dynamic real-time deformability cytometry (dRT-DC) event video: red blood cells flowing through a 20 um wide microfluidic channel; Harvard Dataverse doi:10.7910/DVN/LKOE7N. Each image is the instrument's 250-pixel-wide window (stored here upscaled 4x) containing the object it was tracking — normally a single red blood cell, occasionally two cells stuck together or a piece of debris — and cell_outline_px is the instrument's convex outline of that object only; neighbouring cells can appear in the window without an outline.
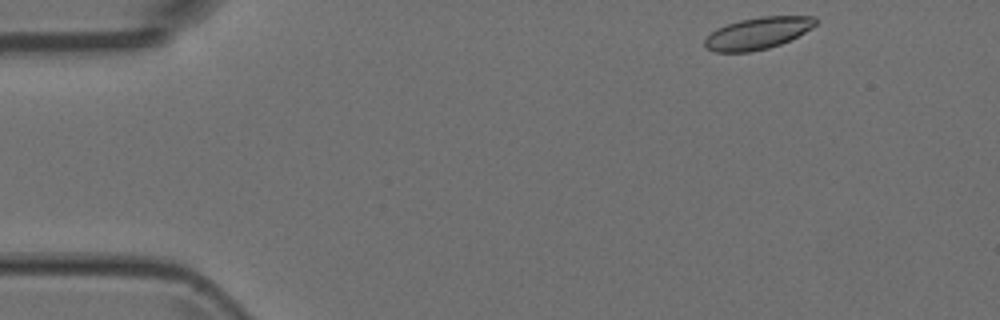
{"species": "Egyptian fruit bat (a non-hibernating species)", "species_latin": "Rousettus aegyptiacus", "temperature_condition": "room temperature", "stored_images_in_passage": 46, "camera_frame_rate_fps": 3000, "um_per_image_px": 0.085, "animal": {"sex": "female"}, "frame": {"image": 1, "passage_image": 1, "time_ms": 0.0, "image_size_px": [1000, 320], "cell_outline_px": [[816, 24], [804, 32], [780, 44], [768, 48], [748, 52], [716, 52], [704, 48], [704, 40], [716, 28], [740, 20], [760, 16], [816, 16]], "centroid_in_image_um": [64.37, 2.82], "position_along_channel_um": 20.6, "area_um2": 20.4}}
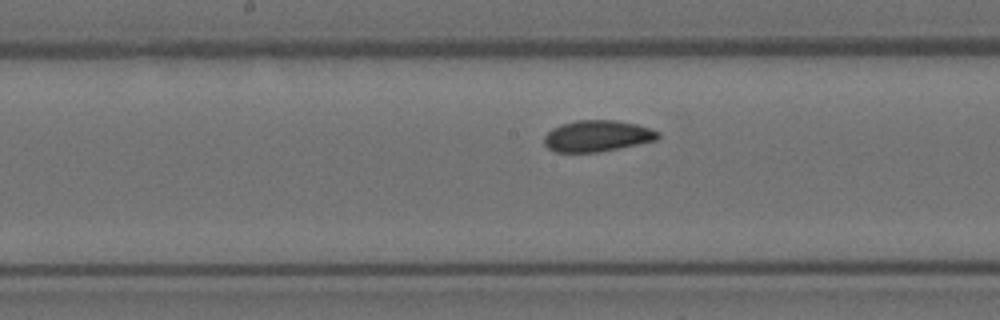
{"frame": {"image": 2, "passage_image": 21, "time_ms": 6.667, "image_size_px": [1000, 320], "cell_outline_px": [[660, 136], [656, 140], [600, 152], [556, 152], [548, 148], [544, 144], [544, 136], [552, 128], [560, 124], [576, 120], [616, 120], [636, 124], [660, 132]], "centroid_in_image_um": [50.74, 11.55], "position_along_channel_um": 197.5, "area_um2": 20.75}}
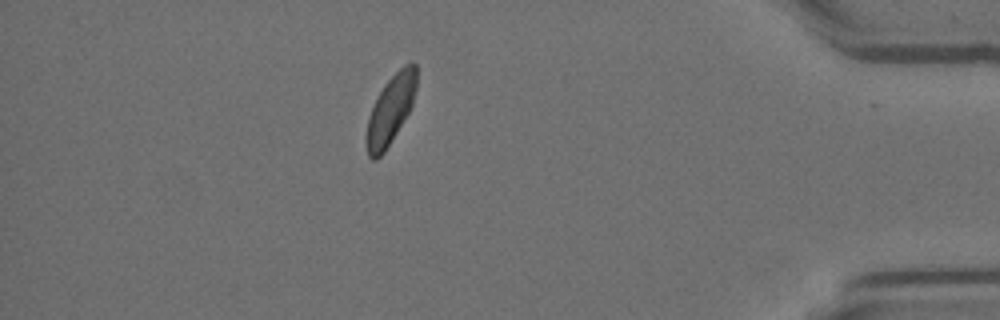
{"frame": {"image": 3, "passage_image": 40, "time_ms": 13.0, "image_size_px": [1000, 320], "cell_outline_px": [[416, 88], [412, 104], [408, 112], [384, 152], [376, 160], [372, 160], [368, 156], [364, 140], [364, 136], [368, 116], [384, 84], [404, 64], [412, 60], [416, 64]], "centroid_in_image_um": [33.16, 9.34], "position_along_channel_um": 402.0, "area_um2": 20.0}}